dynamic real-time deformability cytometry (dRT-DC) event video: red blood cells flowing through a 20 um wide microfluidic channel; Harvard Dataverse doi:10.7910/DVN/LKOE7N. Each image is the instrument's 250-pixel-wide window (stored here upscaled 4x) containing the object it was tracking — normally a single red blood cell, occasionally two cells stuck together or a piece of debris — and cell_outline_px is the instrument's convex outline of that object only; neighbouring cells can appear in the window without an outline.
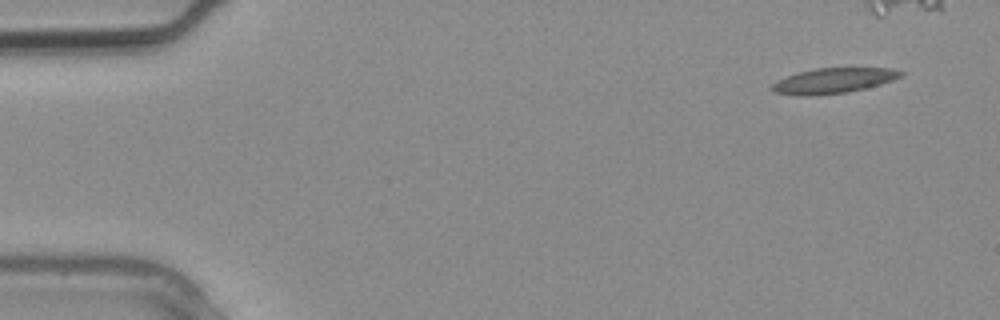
{"species": "common noctule bat (a hibernating species)", "species_latin": "Nyctalus noctula", "temperature_condition": "warm", "stored_images_in_passage": 4, "camera_frame_rate_fps": 3000, "um_per_image_px": 0.085, "animal": {"sex": "male", "body_mass_g": 20.4}, "frame": {"image": 1, "passage_image": 1, "time_ms": 0.0, "image_size_px": [1000, 320], "cell_outline_px": [[904, 76], [880, 84], [848, 92], [808, 96], [800, 96], [772, 92], [768, 88], [776, 80], [800, 72], [816, 68], [892, 68], [904, 72]], "centroid_in_image_um": [70.81, 6.86], "position_along_channel_um": 14.2, "area_um2": 19.02}}
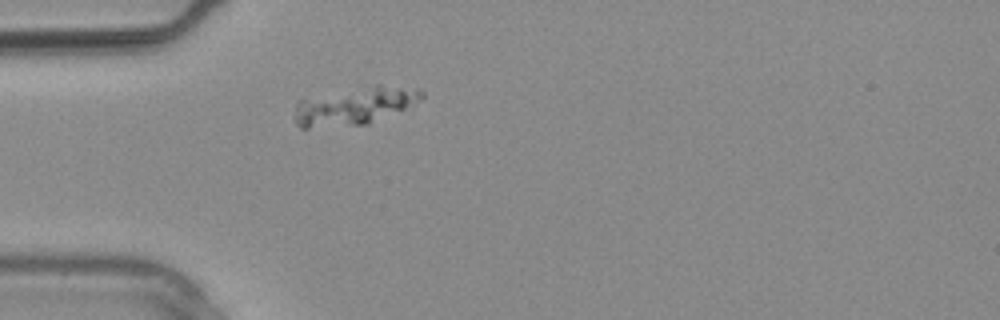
{"frame": {"image": 2, "passage_image": 3, "time_ms": 0.667, "image_size_px": [1000, 320], "cell_outline_px": [[424, 96], [420, 100], [404, 108], [368, 124], [308, 128], [300, 128], [296, 124], [296, 104], [300, 100], [376, 84], [380, 84], [420, 88], [424, 92]], "centroid_in_image_um": [30.19, 9.0], "position_along_channel_um": 54.8, "area_um2": 27.34}}